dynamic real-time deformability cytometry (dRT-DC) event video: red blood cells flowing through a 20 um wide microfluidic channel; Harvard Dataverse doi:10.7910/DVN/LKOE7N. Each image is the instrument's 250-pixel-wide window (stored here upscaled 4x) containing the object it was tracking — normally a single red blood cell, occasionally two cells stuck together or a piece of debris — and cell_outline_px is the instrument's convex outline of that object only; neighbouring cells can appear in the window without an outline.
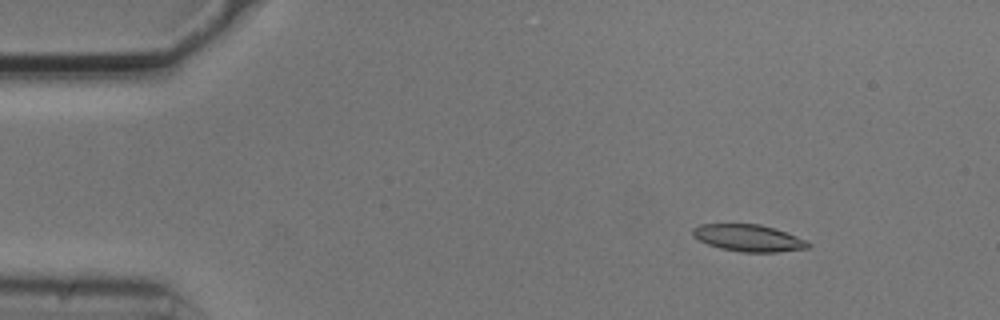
{"species": "common noctule bat (a hibernating species)", "species_latin": "Nyctalus noctula", "temperature_condition": "cold", "stored_images_in_passage": 52, "camera_frame_rate_fps": 3000, "um_per_image_px": 0.085, "animal": {"sex": "male", "body_mass_g": 20.5, "forearm_length_mm": 52.5}, "frame": {"image": 1, "passage_image": 5, "time_ms": 1.333, "image_size_px": [1000, 320], "cell_outline_px": [[812, 244], [808, 248], [776, 252], [740, 252], [720, 248], [708, 244], [692, 236], [692, 228], [700, 224], [760, 224], [776, 228], [808, 240]], "centroid_in_image_um": [63.65, 20.22], "position_along_channel_um": 21.4, "area_um2": 18.26}}
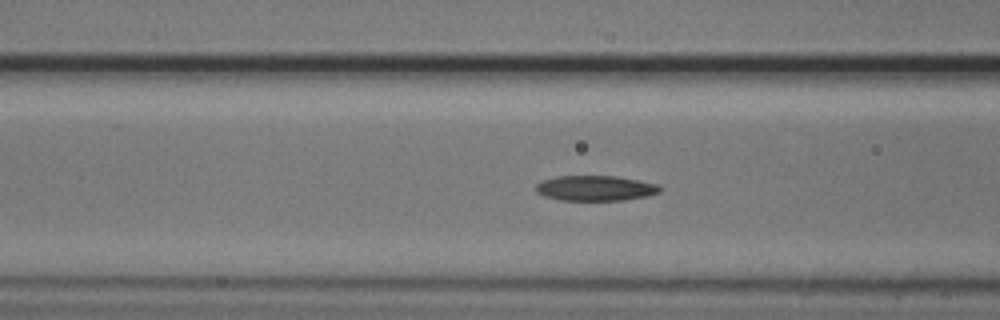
{"frame": {"image": 2, "passage_image": 19, "time_ms": 6.0, "image_size_px": [1000, 320], "cell_outline_px": [[660, 192], [648, 196], [624, 200], [560, 200], [544, 196], [536, 192], [536, 184], [544, 180], [556, 176], [616, 176], [660, 184]], "centroid_in_image_um": [50.63, 15.99], "position_along_channel_um": 116.0, "area_um2": 18.26}}
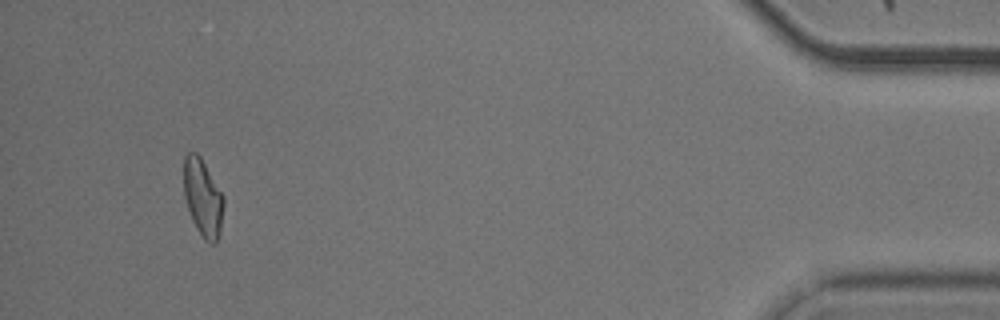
{"frame": {"image": 3, "passage_image": 49, "time_ms": 16.0, "image_size_px": [1000, 320], "cell_outline_px": [[224, 204], [220, 232], [216, 244], [212, 244], [204, 240], [192, 220], [184, 196], [184, 156], [188, 152], [196, 152], [200, 156], [224, 196]], "centroid_in_image_um": [17.25, 16.81], "position_along_channel_um": 418.0, "area_um2": 17.98}, "authors_computed_cell_mechanics": {"area_um2": 18.2648, "velocity_mm_per_s": 3.732, "shape_relaxation_time_tau1_ms": 3.9596, "shape_relaxation_time_tau2_ms": 1.9377, "deformation_change_tau1": 0.1302, "deformation_change_tau2": 0.079}}